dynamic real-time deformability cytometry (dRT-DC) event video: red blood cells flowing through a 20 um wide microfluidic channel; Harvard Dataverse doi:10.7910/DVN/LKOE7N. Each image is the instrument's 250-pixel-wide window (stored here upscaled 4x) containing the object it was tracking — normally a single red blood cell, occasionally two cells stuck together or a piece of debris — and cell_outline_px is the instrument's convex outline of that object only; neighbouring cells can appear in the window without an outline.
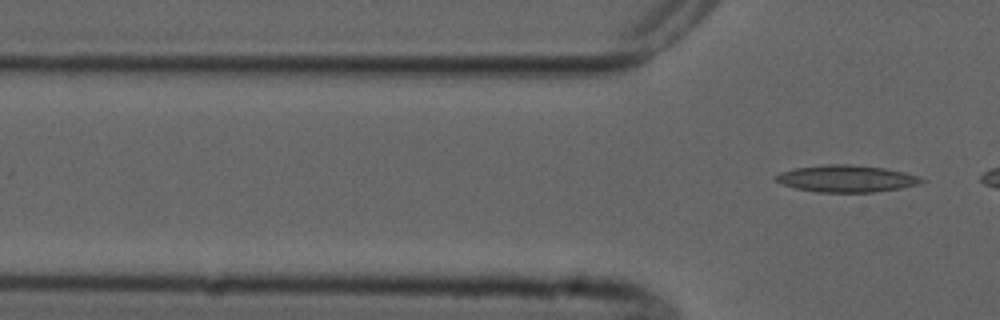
{"species": "common noctule bat (a hibernating species)", "species_latin": "Nyctalus noctula", "temperature_condition": "cold", "stored_images_in_passage": 3, "camera_frame_rate_fps": 3000, "um_per_image_px": 0.085, "animal": {"sex": "male", "forearm_length_mm": 52.5}, "frame": {"image": 1, "passage_image": 3, "time_ms": 2.667, "image_size_px": [1000, 320], "cell_outline_px": [[928, 180], [920, 184], [900, 188], [876, 192], [816, 192], [796, 188], [772, 180], [772, 176], [780, 172], [796, 168], [828, 164], [848, 164], [884, 168], [904, 172], [920, 176]], "centroid_in_image_um": [71.96, 15.18], "position_along_channel_um": 53.8, "area_um2": 23.0}}